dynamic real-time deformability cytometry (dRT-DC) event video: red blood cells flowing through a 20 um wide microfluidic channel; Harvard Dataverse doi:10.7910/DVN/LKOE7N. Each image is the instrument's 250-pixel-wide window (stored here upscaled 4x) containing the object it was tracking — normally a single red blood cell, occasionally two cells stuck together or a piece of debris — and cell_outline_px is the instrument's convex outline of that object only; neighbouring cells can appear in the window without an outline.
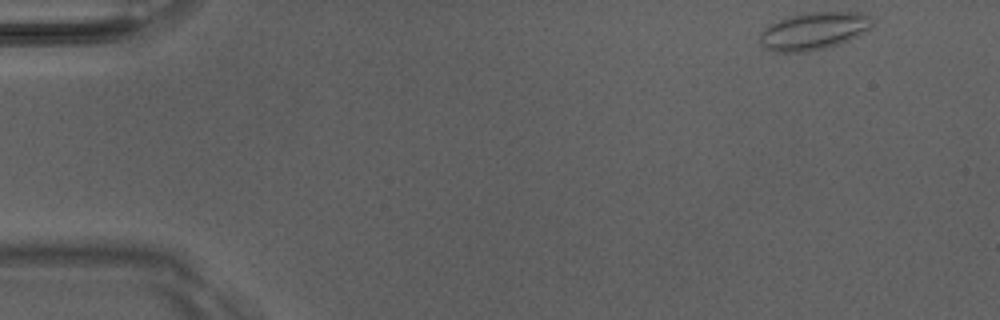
{"species": "Egyptian fruit bat (a non-hibernating species)", "species_latin": "Rousettus aegyptiacus", "temperature_condition": "room temperature", "stored_images_in_passage": 47, "camera_frame_rate_fps": 3000, "um_per_image_px": 0.085, "animal": {"sex": "male"}, "frame": {"image": 1, "passage_image": 1, "time_ms": 0.0, "image_size_px": [1000, 320], "cell_outline_px": [[876, 20], [872, 28], [848, 40], [828, 48], [804, 52], [776, 52], [760, 44], [760, 32], [768, 24], [800, 12], [860, 12]], "centroid_in_image_um": [69.18, 2.62], "position_along_channel_um": 15.8, "area_um2": 24.85}}
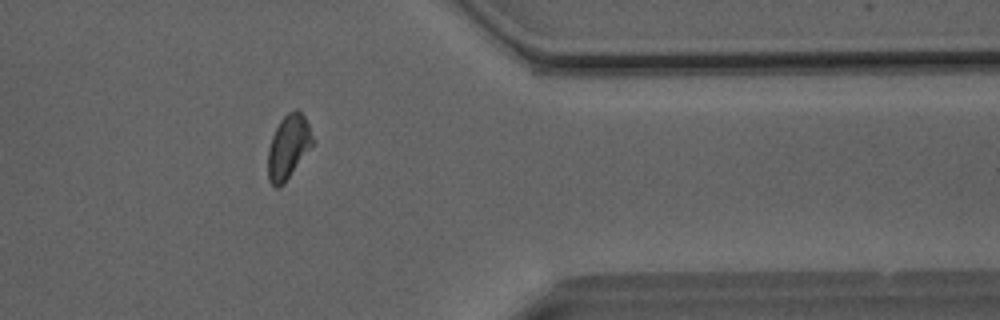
{"frame": {"image": 2, "passage_image": 38, "time_ms": 12.333, "image_size_px": [1000, 320], "cell_outline_px": [[316, 140], [284, 184], [276, 188], [268, 180], [268, 148], [272, 136], [280, 120], [288, 112], [296, 108], [304, 116]], "centroid_in_image_um": [24.52, 12.47], "position_along_channel_um": 386.9, "area_um2": 16.7}}
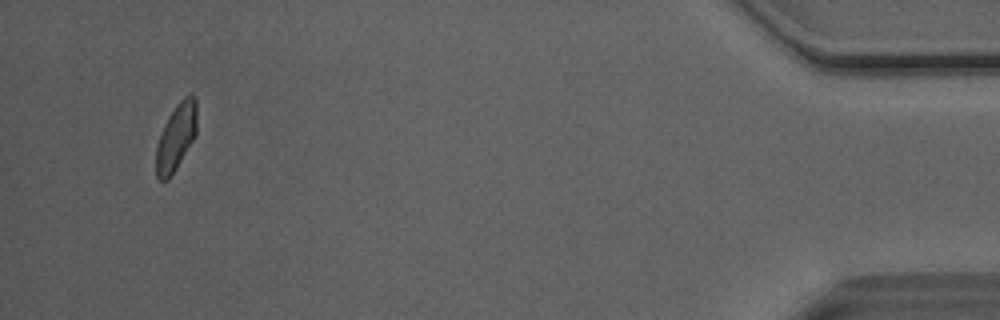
{"frame": {"image": 3, "passage_image": 45, "time_ms": 14.667, "image_size_px": [1000, 320], "cell_outline_px": [[196, 136], [176, 168], [168, 180], [160, 180], [156, 176], [156, 148], [164, 124], [168, 116], [176, 104], [184, 96], [192, 92], [196, 96]], "centroid_in_image_um": [14.98, 11.61], "position_along_channel_um": 420.2, "area_um2": 15.95}, "authors_computed_cell_mechanics": {"area_um2": 17.2244, "velocity_mm_per_s": 4.0771, "shape_relaxation_time_tau1_ms": 3.7857, "shape_relaxation_time_tau2_ms": 1.5541, "deformation_change_tau1": 0.1134, "deformation_change_tau2": 0.0856}}